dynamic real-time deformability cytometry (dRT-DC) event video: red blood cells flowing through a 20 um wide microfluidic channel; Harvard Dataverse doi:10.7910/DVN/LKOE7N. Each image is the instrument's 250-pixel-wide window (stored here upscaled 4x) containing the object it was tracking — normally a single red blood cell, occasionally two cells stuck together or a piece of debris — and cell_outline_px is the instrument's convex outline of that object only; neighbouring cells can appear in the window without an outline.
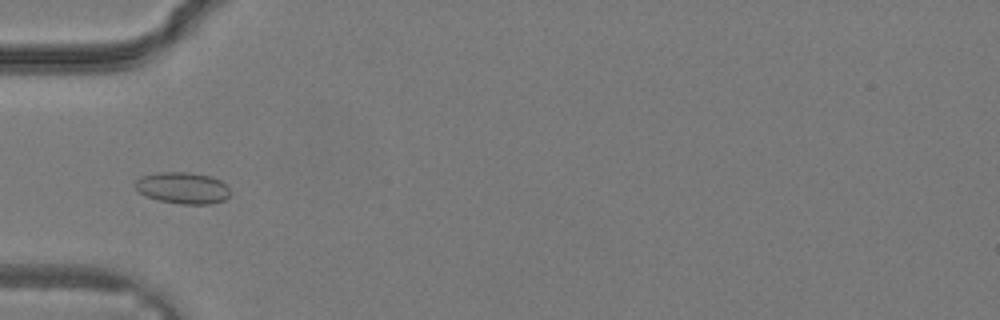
{"species": "common noctule bat (a hibernating species)", "species_latin": "Nyctalus noctula", "temperature_condition": "warm", "stored_images_in_passage": 26, "camera_frame_rate_fps": 3000, "um_per_image_px": 0.085, "animal": {"sex": "male", "body_mass_g": 19.2, "forearm_length_mm": 51.8}, "frame": {"image": 1, "passage_image": 7, "time_ms": 2.0, "image_size_px": [1000, 320], "cell_outline_px": [[232, 192], [224, 200], [212, 204], [180, 204], [160, 200], [148, 196], [140, 192], [132, 184], [140, 176], [156, 172], [188, 172], [212, 176], [220, 180]], "centroid_in_image_um": [15.53, 15.96], "position_along_channel_um": 69.5, "area_um2": 17.57}}
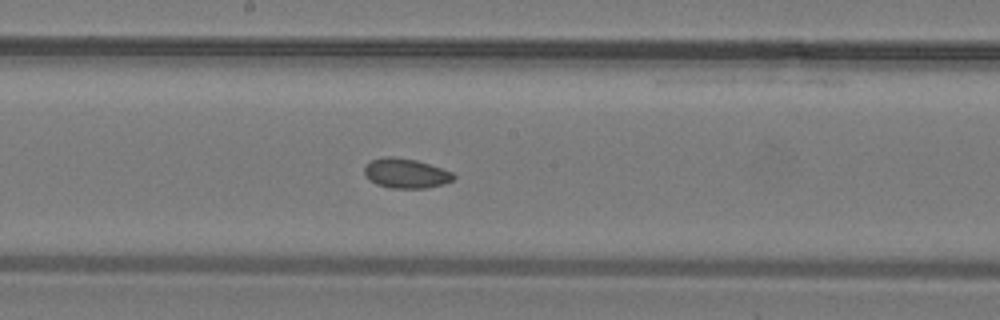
{"frame": {"image": 2, "passage_image": 14, "time_ms": 4.333, "image_size_px": [1000, 320], "cell_outline_px": [[456, 176], [452, 180], [440, 184], [424, 188], [392, 188], [376, 184], [368, 180], [364, 176], [364, 164], [372, 160], [384, 156], [392, 156], [416, 160], [452, 172]], "centroid_in_image_um": [34.42, 14.72], "position_along_channel_um": 213.8, "area_um2": 15.37}}
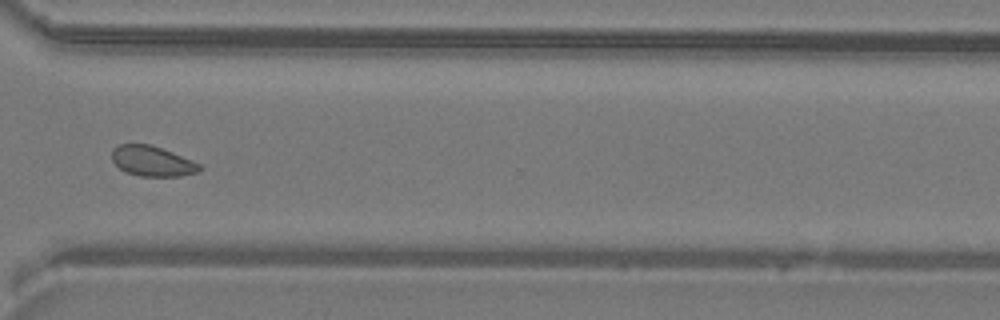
{"frame": {"image": 3, "passage_image": 21, "time_ms": 6.667, "image_size_px": [1000, 320], "cell_outline_px": [[204, 168], [200, 172], [180, 176], [140, 176], [128, 172], [120, 168], [112, 160], [112, 148], [120, 144], [152, 144], [192, 160], [200, 164]], "centroid_in_image_um": [12.98, 13.69], "position_along_channel_um": 357.6, "area_um2": 15.49}}